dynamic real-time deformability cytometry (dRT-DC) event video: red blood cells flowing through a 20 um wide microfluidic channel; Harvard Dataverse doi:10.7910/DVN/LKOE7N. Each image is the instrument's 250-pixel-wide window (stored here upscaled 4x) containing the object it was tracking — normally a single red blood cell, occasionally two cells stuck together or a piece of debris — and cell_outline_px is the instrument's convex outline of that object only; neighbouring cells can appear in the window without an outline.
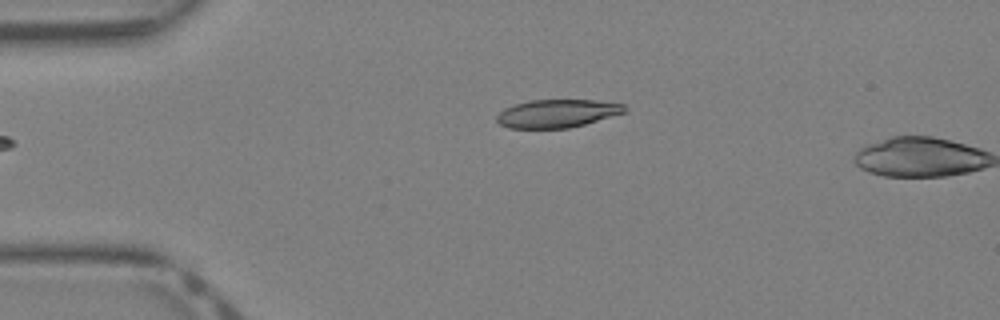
{"species": "Egyptian fruit bat (a non-hibernating species)", "species_latin": "Rousettus aegyptiacus", "temperature_condition": "warm", "stored_images_in_passage": 2, "camera_frame_rate_fps": 3000, "um_per_image_px": 0.085, "animal": {"sex": "female"}, "frame": {"image": 1, "passage_image": 1, "time_ms": 0.0, "image_size_px": [1000, 320], "cell_outline_px": [[624, 112], [584, 124], [568, 128], [508, 128], [500, 124], [496, 120], [496, 116], [504, 108], [512, 104], [528, 100], [596, 100], [624, 104]], "centroid_in_image_um": [47.28, 9.64], "position_along_channel_um": 37.7, "area_um2": 20.81}}